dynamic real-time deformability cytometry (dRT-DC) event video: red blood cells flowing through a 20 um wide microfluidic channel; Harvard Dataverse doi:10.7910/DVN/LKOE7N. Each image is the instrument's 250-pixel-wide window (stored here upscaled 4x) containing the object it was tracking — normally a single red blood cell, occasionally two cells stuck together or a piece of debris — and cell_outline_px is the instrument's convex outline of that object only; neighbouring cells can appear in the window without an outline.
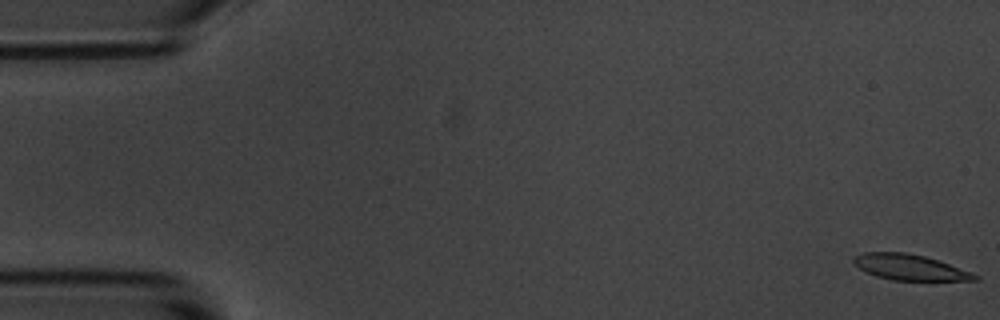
{"species": "common noctule bat (a hibernating species)", "species_latin": "Nyctalus noctula", "temperature_condition": "room temperature", "stored_images_in_passage": 5, "segment_of_instrument_passage": [2, 2], "camera_frame_rate_fps": 3000, "um_per_image_px": 0.085, "animal": {"sex": "male", "body_mass_g": 20.1, "forearm_length_mm": 53.5}, "frame": {"image": 1, "passage_image": 5, "time_ms": 1.333, "image_size_px": [1000, 320], "cell_outline_px": [[980, 280], [892, 280], [876, 276], [852, 264], [852, 256], [864, 252], [908, 252], [924, 256], [972, 272], [980, 276]], "centroid_in_image_um": [77.3, 22.71], "position_along_channel_um": 7.7, "area_um2": 18.09}}